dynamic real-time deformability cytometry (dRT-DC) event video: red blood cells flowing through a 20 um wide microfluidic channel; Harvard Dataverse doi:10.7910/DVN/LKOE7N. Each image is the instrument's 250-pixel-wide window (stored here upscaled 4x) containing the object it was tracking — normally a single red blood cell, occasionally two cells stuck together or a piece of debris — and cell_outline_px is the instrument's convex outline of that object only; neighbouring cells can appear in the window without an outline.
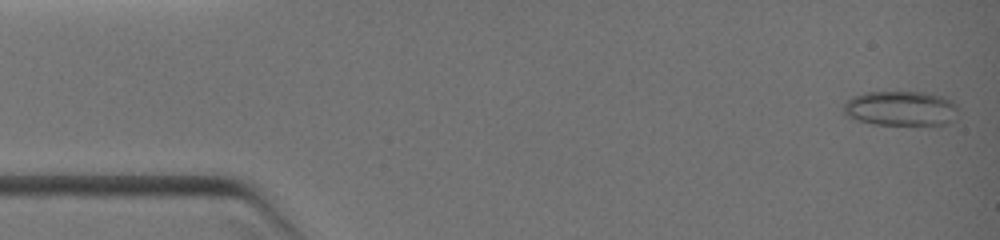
{"species": "common noctule bat (a hibernating species)", "species_latin": "Nyctalus noctula", "temperature_condition": "warm", "stored_images_in_passage": 56, "camera_frame_rate_fps": 3000, "um_per_image_px": 0.085, "animal": {"sex": "female", "body_mass_g": 19.0, "forearm_length_mm": 51.5}, "frame": {"image": 1, "passage_image": 1, "time_ms": 0.0, "image_size_px": [1000, 240], "cell_outline_px": [[956, 108], [948, 120], [944, 124], [876, 124], [860, 120], [844, 112], [840, 108], [852, 96], [868, 92], [928, 92], [952, 100], [956, 104]], "centroid_in_image_um": [76.51, 9.18], "position_along_channel_um": 8.5, "area_um2": 22.54}}
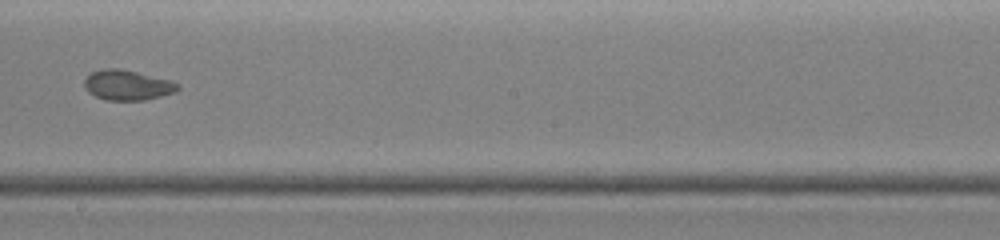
{"frame": {"image": 2, "passage_image": 28, "time_ms": 6.667, "image_size_px": [1000, 240], "cell_outline_px": [[180, 88], [176, 92], [144, 100], [104, 100], [88, 92], [84, 88], [84, 80], [92, 72], [104, 68], [120, 68], [172, 80], [180, 84]], "centroid_in_image_um": [10.85, 7.23], "position_along_channel_um": 237.4, "area_um2": 16.53}}
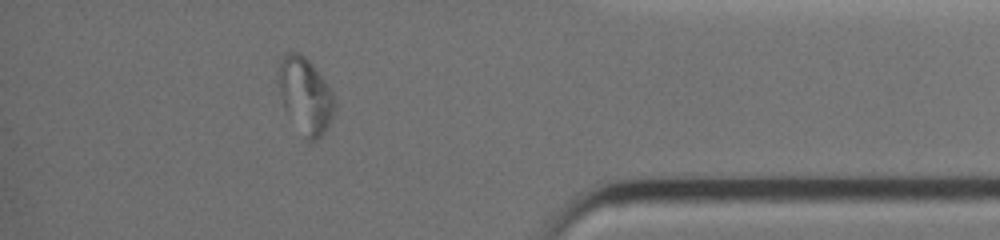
{"frame": {"image": 3, "passage_image": 48, "time_ms": 10.333, "image_size_px": [1000, 240], "cell_outline_px": [[336, 104], [328, 128], [316, 140], [308, 140], [284, 108], [276, 80], [276, 72], [280, 60], [288, 52], [300, 52], [312, 64], [324, 80], [332, 92], [336, 100]], "centroid_in_image_um": [25.93, 8.07], "position_along_channel_um": 409.3, "area_um2": 24.68}}